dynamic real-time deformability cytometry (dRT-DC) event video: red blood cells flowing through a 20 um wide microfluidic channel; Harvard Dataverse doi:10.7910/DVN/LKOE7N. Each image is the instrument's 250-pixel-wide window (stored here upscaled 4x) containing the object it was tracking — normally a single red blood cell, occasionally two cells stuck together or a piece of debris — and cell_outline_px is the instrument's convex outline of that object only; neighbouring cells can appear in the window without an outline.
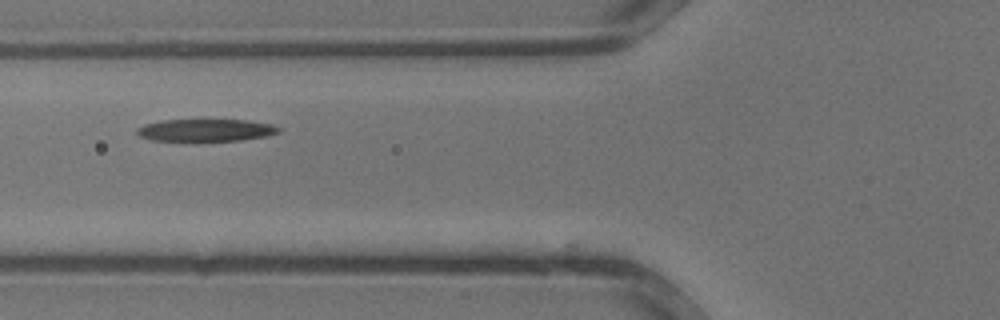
{"species": "common noctule bat (a hibernating species)", "species_latin": "Nyctalus noctula", "temperature_condition": "warm", "stored_images_in_passage": 24, "camera_frame_rate_fps": 3000, "um_per_image_px": 0.085, "animal": {"sex": "male", "body_mass_g": 13.3}, "frame": {"image": 1, "passage_image": 3, "time_ms": 0.667, "image_size_px": [1000, 320], "cell_outline_px": [[284, 128], [280, 132], [268, 136], [240, 140], [148, 140], [140, 136], [136, 132], [136, 128], [144, 124], [160, 120], [248, 120], [272, 124]], "centroid_in_image_um": [17.53, 11.05], "position_along_channel_um": 108.3, "area_um2": 18.44}}
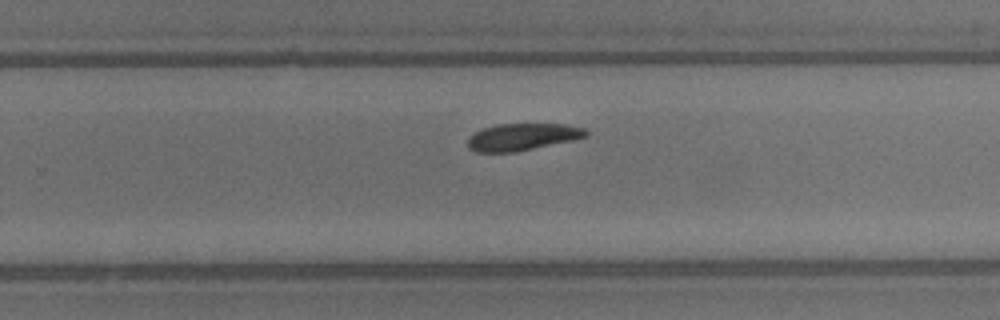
{"frame": {"image": 2, "passage_image": 12, "time_ms": 3.667, "image_size_px": [1000, 320], "cell_outline_px": [[588, 136], [572, 140], [516, 152], [476, 152], [468, 148], [468, 136], [484, 128], [500, 124], [564, 124], [584, 128], [588, 132]], "centroid_in_image_um": [44.39, 11.64], "position_along_channel_um": 285.4, "area_um2": 18.5}}
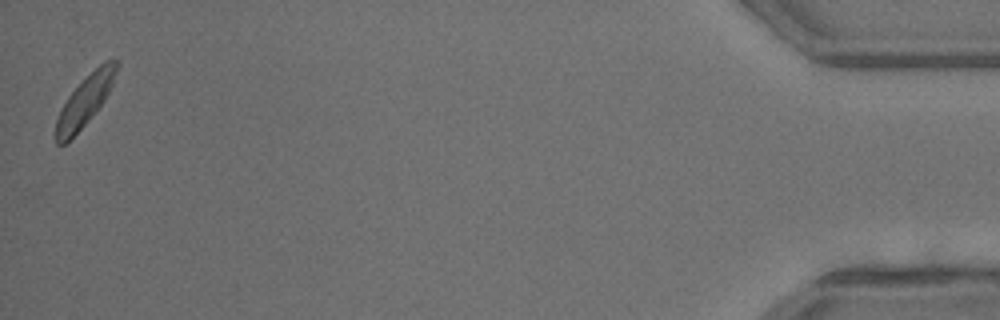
{"frame": {"image": 3, "passage_image": 24, "time_ms": 7.667, "image_size_px": [1000, 320], "cell_outline_px": [[120, 64], [112, 84], [104, 100], [88, 120], [64, 144], [56, 144], [56, 120], [68, 96], [104, 60], [120, 60]], "centroid_in_image_um": [7.25, 8.53], "position_along_channel_um": 427.9, "area_um2": 16.94}}